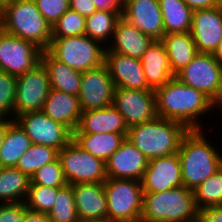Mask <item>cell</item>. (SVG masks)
Returning a JSON list of instances; mask_svg holds the SVG:
<instances>
[{
  "label": "cell",
  "mask_w": 222,
  "mask_h": 222,
  "mask_svg": "<svg viewBox=\"0 0 222 222\" xmlns=\"http://www.w3.org/2000/svg\"><path fill=\"white\" fill-rule=\"evenodd\" d=\"M34 2L51 27L70 8L69 0H34Z\"/></svg>",
  "instance_id": "cell-39"
},
{
  "label": "cell",
  "mask_w": 222,
  "mask_h": 222,
  "mask_svg": "<svg viewBox=\"0 0 222 222\" xmlns=\"http://www.w3.org/2000/svg\"><path fill=\"white\" fill-rule=\"evenodd\" d=\"M153 39L141 32L123 17L117 22L111 42L105 52H115L132 58L141 59Z\"/></svg>",
  "instance_id": "cell-21"
},
{
  "label": "cell",
  "mask_w": 222,
  "mask_h": 222,
  "mask_svg": "<svg viewBox=\"0 0 222 222\" xmlns=\"http://www.w3.org/2000/svg\"><path fill=\"white\" fill-rule=\"evenodd\" d=\"M69 7L84 18H88L97 11L92 0H69Z\"/></svg>",
  "instance_id": "cell-41"
},
{
  "label": "cell",
  "mask_w": 222,
  "mask_h": 222,
  "mask_svg": "<svg viewBox=\"0 0 222 222\" xmlns=\"http://www.w3.org/2000/svg\"><path fill=\"white\" fill-rule=\"evenodd\" d=\"M58 152L53 147L32 143L30 148L19 158L16 168L31 177L39 168L56 160Z\"/></svg>",
  "instance_id": "cell-32"
},
{
  "label": "cell",
  "mask_w": 222,
  "mask_h": 222,
  "mask_svg": "<svg viewBox=\"0 0 222 222\" xmlns=\"http://www.w3.org/2000/svg\"><path fill=\"white\" fill-rule=\"evenodd\" d=\"M192 11L210 9L216 6V0H182Z\"/></svg>",
  "instance_id": "cell-44"
},
{
  "label": "cell",
  "mask_w": 222,
  "mask_h": 222,
  "mask_svg": "<svg viewBox=\"0 0 222 222\" xmlns=\"http://www.w3.org/2000/svg\"><path fill=\"white\" fill-rule=\"evenodd\" d=\"M165 34L190 32L193 11L182 0H159Z\"/></svg>",
  "instance_id": "cell-30"
},
{
  "label": "cell",
  "mask_w": 222,
  "mask_h": 222,
  "mask_svg": "<svg viewBox=\"0 0 222 222\" xmlns=\"http://www.w3.org/2000/svg\"><path fill=\"white\" fill-rule=\"evenodd\" d=\"M114 84L105 64L82 72L78 95L81 111L106 108L113 105Z\"/></svg>",
  "instance_id": "cell-14"
},
{
  "label": "cell",
  "mask_w": 222,
  "mask_h": 222,
  "mask_svg": "<svg viewBox=\"0 0 222 222\" xmlns=\"http://www.w3.org/2000/svg\"><path fill=\"white\" fill-rule=\"evenodd\" d=\"M86 35L52 38L47 51L70 68L85 72L104 64L105 46Z\"/></svg>",
  "instance_id": "cell-6"
},
{
  "label": "cell",
  "mask_w": 222,
  "mask_h": 222,
  "mask_svg": "<svg viewBox=\"0 0 222 222\" xmlns=\"http://www.w3.org/2000/svg\"><path fill=\"white\" fill-rule=\"evenodd\" d=\"M86 18L68 9L52 26V38L85 35Z\"/></svg>",
  "instance_id": "cell-36"
},
{
  "label": "cell",
  "mask_w": 222,
  "mask_h": 222,
  "mask_svg": "<svg viewBox=\"0 0 222 222\" xmlns=\"http://www.w3.org/2000/svg\"><path fill=\"white\" fill-rule=\"evenodd\" d=\"M41 53L33 42L0 28V71L18 77L40 63Z\"/></svg>",
  "instance_id": "cell-11"
},
{
  "label": "cell",
  "mask_w": 222,
  "mask_h": 222,
  "mask_svg": "<svg viewBox=\"0 0 222 222\" xmlns=\"http://www.w3.org/2000/svg\"><path fill=\"white\" fill-rule=\"evenodd\" d=\"M155 95L157 116L180 122L189 130H204L201 117L217 108L203 92L189 87L175 76L156 88Z\"/></svg>",
  "instance_id": "cell-1"
},
{
  "label": "cell",
  "mask_w": 222,
  "mask_h": 222,
  "mask_svg": "<svg viewBox=\"0 0 222 222\" xmlns=\"http://www.w3.org/2000/svg\"><path fill=\"white\" fill-rule=\"evenodd\" d=\"M127 133L73 134V141L94 157L106 162L121 146Z\"/></svg>",
  "instance_id": "cell-27"
},
{
  "label": "cell",
  "mask_w": 222,
  "mask_h": 222,
  "mask_svg": "<svg viewBox=\"0 0 222 222\" xmlns=\"http://www.w3.org/2000/svg\"><path fill=\"white\" fill-rule=\"evenodd\" d=\"M122 17L153 40L165 35L159 0H128Z\"/></svg>",
  "instance_id": "cell-16"
},
{
  "label": "cell",
  "mask_w": 222,
  "mask_h": 222,
  "mask_svg": "<svg viewBox=\"0 0 222 222\" xmlns=\"http://www.w3.org/2000/svg\"><path fill=\"white\" fill-rule=\"evenodd\" d=\"M118 12H108L97 10L86 18L85 35L91 39L108 45V40H112L117 22L121 19ZM107 43V44H106Z\"/></svg>",
  "instance_id": "cell-31"
},
{
  "label": "cell",
  "mask_w": 222,
  "mask_h": 222,
  "mask_svg": "<svg viewBox=\"0 0 222 222\" xmlns=\"http://www.w3.org/2000/svg\"><path fill=\"white\" fill-rule=\"evenodd\" d=\"M213 56L222 64V40L219 42Z\"/></svg>",
  "instance_id": "cell-47"
},
{
  "label": "cell",
  "mask_w": 222,
  "mask_h": 222,
  "mask_svg": "<svg viewBox=\"0 0 222 222\" xmlns=\"http://www.w3.org/2000/svg\"><path fill=\"white\" fill-rule=\"evenodd\" d=\"M107 219L111 222H140L143 211L142 183L134 179L107 178L104 182Z\"/></svg>",
  "instance_id": "cell-7"
},
{
  "label": "cell",
  "mask_w": 222,
  "mask_h": 222,
  "mask_svg": "<svg viewBox=\"0 0 222 222\" xmlns=\"http://www.w3.org/2000/svg\"><path fill=\"white\" fill-rule=\"evenodd\" d=\"M217 8H219L222 11V0H216V6Z\"/></svg>",
  "instance_id": "cell-50"
},
{
  "label": "cell",
  "mask_w": 222,
  "mask_h": 222,
  "mask_svg": "<svg viewBox=\"0 0 222 222\" xmlns=\"http://www.w3.org/2000/svg\"><path fill=\"white\" fill-rule=\"evenodd\" d=\"M58 158L69 185L103 183L107 179L105 162L82 149L73 140L58 152Z\"/></svg>",
  "instance_id": "cell-9"
},
{
  "label": "cell",
  "mask_w": 222,
  "mask_h": 222,
  "mask_svg": "<svg viewBox=\"0 0 222 222\" xmlns=\"http://www.w3.org/2000/svg\"><path fill=\"white\" fill-rule=\"evenodd\" d=\"M16 84V76L0 71V118L13 119Z\"/></svg>",
  "instance_id": "cell-38"
},
{
  "label": "cell",
  "mask_w": 222,
  "mask_h": 222,
  "mask_svg": "<svg viewBox=\"0 0 222 222\" xmlns=\"http://www.w3.org/2000/svg\"><path fill=\"white\" fill-rule=\"evenodd\" d=\"M42 112L52 120L65 125L72 132L76 130L82 114L77 96L54 89H50Z\"/></svg>",
  "instance_id": "cell-23"
},
{
  "label": "cell",
  "mask_w": 222,
  "mask_h": 222,
  "mask_svg": "<svg viewBox=\"0 0 222 222\" xmlns=\"http://www.w3.org/2000/svg\"><path fill=\"white\" fill-rule=\"evenodd\" d=\"M197 209L222 206V167L193 190Z\"/></svg>",
  "instance_id": "cell-33"
},
{
  "label": "cell",
  "mask_w": 222,
  "mask_h": 222,
  "mask_svg": "<svg viewBox=\"0 0 222 222\" xmlns=\"http://www.w3.org/2000/svg\"><path fill=\"white\" fill-rule=\"evenodd\" d=\"M30 179V184L35 185L48 187H64L67 185L59 158L39 168Z\"/></svg>",
  "instance_id": "cell-37"
},
{
  "label": "cell",
  "mask_w": 222,
  "mask_h": 222,
  "mask_svg": "<svg viewBox=\"0 0 222 222\" xmlns=\"http://www.w3.org/2000/svg\"><path fill=\"white\" fill-rule=\"evenodd\" d=\"M13 119L0 118V148L4 142L8 126L13 122Z\"/></svg>",
  "instance_id": "cell-46"
},
{
  "label": "cell",
  "mask_w": 222,
  "mask_h": 222,
  "mask_svg": "<svg viewBox=\"0 0 222 222\" xmlns=\"http://www.w3.org/2000/svg\"><path fill=\"white\" fill-rule=\"evenodd\" d=\"M123 116L112 105L106 108L83 111L73 134L128 133Z\"/></svg>",
  "instance_id": "cell-22"
},
{
  "label": "cell",
  "mask_w": 222,
  "mask_h": 222,
  "mask_svg": "<svg viewBox=\"0 0 222 222\" xmlns=\"http://www.w3.org/2000/svg\"><path fill=\"white\" fill-rule=\"evenodd\" d=\"M218 108L222 111V101L217 105L216 110L218 111Z\"/></svg>",
  "instance_id": "cell-51"
},
{
  "label": "cell",
  "mask_w": 222,
  "mask_h": 222,
  "mask_svg": "<svg viewBox=\"0 0 222 222\" xmlns=\"http://www.w3.org/2000/svg\"><path fill=\"white\" fill-rule=\"evenodd\" d=\"M31 179L16 167H0V204L24 202Z\"/></svg>",
  "instance_id": "cell-28"
},
{
  "label": "cell",
  "mask_w": 222,
  "mask_h": 222,
  "mask_svg": "<svg viewBox=\"0 0 222 222\" xmlns=\"http://www.w3.org/2000/svg\"><path fill=\"white\" fill-rule=\"evenodd\" d=\"M25 213L24 202L0 204V222H23Z\"/></svg>",
  "instance_id": "cell-40"
},
{
  "label": "cell",
  "mask_w": 222,
  "mask_h": 222,
  "mask_svg": "<svg viewBox=\"0 0 222 222\" xmlns=\"http://www.w3.org/2000/svg\"><path fill=\"white\" fill-rule=\"evenodd\" d=\"M0 28L47 50L52 27L39 12L34 0H12L0 9Z\"/></svg>",
  "instance_id": "cell-4"
},
{
  "label": "cell",
  "mask_w": 222,
  "mask_h": 222,
  "mask_svg": "<svg viewBox=\"0 0 222 222\" xmlns=\"http://www.w3.org/2000/svg\"><path fill=\"white\" fill-rule=\"evenodd\" d=\"M40 62L48 73L51 89L78 97L82 72L58 61L47 50H42Z\"/></svg>",
  "instance_id": "cell-25"
},
{
  "label": "cell",
  "mask_w": 222,
  "mask_h": 222,
  "mask_svg": "<svg viewBox=\"0 0 222 222\" xmlns=\"http://www.w3.org/2000/svg\"><path fill=\"white\" fill-rule=\"evenodd\" d=\"M12 0H0V9L7 3L11 2Z\"/></svg>",
  "instance_id": "cell-49"
},
{
  "label": "cell",
  "mask_w": 222,
  "mask_h": 222,
  "mask_svg": "<svg viewBox=\"0 0 222 222\" xmlns=\"http://www.w3.org/2000/svg\"><path fill=\"white\" fill-rule=\"evenodd\" d=\"M141 183L143 193H158L183 186L178 153L148 160Z\"/></svg>",
  "instance_id": "cell-15"
},
{
  "label": "cell",
  "mask_w": 222,
  "mask_h": 222,
  "mask_svg": "<svg viewBox=\"0 0 222 222\" xmlns=\"http://www.w3.org/2000/svg\"><path fill=\"white\" fill-rule=\"evenodd\" d=\"M204 134L203 130H189L177 152L183 186L190 190H194L222 167V154Z\"/></svg>",
  "instance_id": "cell-2"
},
{
  "label": "cell",
  "mask_w": 222,
  "mask_h": 222,
  "mask_svg": "<svg viewBox=\"0 0 222 222\" xmlns=\"http://www.w3.org/2000/svg\"><path fill=\"white\" fill-rule=\"evenodd\" d=\"M72 190L79 221L107 219L104 183H79Z\"/></svg>",
  "instance_id": "cell-20"
},
{
  "label": "cell",
  "mask_w": 222,
  "mask_h": 222,
  "mask_svg": "<svg viewBox=\"0 0 222 222\" xmlns=\"http://www.w3.org/2000/svg\"><path fill=\"white\" fill-rule=\"evenodd\" d=\"M190 34L199 53L213 54L222 40V11L217 7L193 11Z\"/></svg>",
  "instance_id": "cell-19"
},
{
  "label": "cell",
  "mask_w": 222,
  "mask_h": 222,
  "mask_svg": "<svg viewBox=\"0 0 222 222\" xmlns=\"http://www.w3.org/2000/svg\"><path fill=\"white\" fill-rule=\"evenodd\" d=\"M193 190L180 186L158 193H143L140 222H199Z\"/></svg>",
  "instance_id": "cell-5"
},
{
  "label": "cell",
  "mask_w": 222,
  "mask_h": 222,
  "mask_svg": "<svg viewBox=\"0 0 222 222\" xmlns=\"http://www.w3.org/2000/svg\"><path fill=\"white\" fill-rule=\"evenodd\" d=\"M61 187H48L30 184L24 201L28 210L48 214L53 208L56 196Z\"/></svg>",
  "instance_id": "cell-35"
},
{
  "label": "cell",
  "mask_w": 222,
  "mask_h": 222,
  "mask_svg": "<svg viewBox=\"0 0 222 222\" xmlns=\"http://www.w3.org/2000/svg\"><path fill=\"white\" fill-rule=\"evenodd\" d=\"M97 10L118 12L123 15V6L117 0H92Z\"/></svg>",
  "instance_id": "cell-43"
},
{
  "label": "cell",
  "mask_w": 222,
  "mask_h": 222,
  "mask_svg": "<svg viewBox=\"0 0 222 222\" xmlns=\"http://www.w3.org/2000/svg\"><path fill=\"white\" fill-rule=\"evenodd\" d=\"M175 77L203 92L216 105L222 101V64L213 54L198 53Z\"/></svg>",
  "instance_id": "cell-8"
},
{
  "label": "cell",
  "mask_w": 222,
  "mask_h": 222,
  "mask_svg": "<svg viewBox=\"0 0 222 222\" xmlns=\"http://www.w3.org/2000/svg\"><path fill=\"white\" fill-rule=\"evenodd\" d=\"M160 41L169 56L174 76L183 70L199 53L190 32L167 33Z\"/></svg>",
  "instance_id": "cell-26"
},
{
  "label": "cell",
  "mask_w": 222,
  "mask_h": 222,
  "mask_svg": "<svg viewBox=\"0 0 222 222\" xmlns=\"http://www.w3.org/2000/svg\"><path fill=\"white\" fill-rule=\"evenodd\" d=\"M23 222H51V220L48 214L34 212L26 208V213L24 214Z\"/></svg>",
  "instance_id": "cell-45"
},
{
  "label": "cell",
  "mask_w": 222,
  "mask_h": 222,
  "mask_svg": "<svg viewBox=\"0 0 222 222\" xmlns=\"http://www.w3.org/2000/svg\"><path fill=\"white\" fill-rule=\"evenodd\" d=\"M48 216L51 222H79L72 185L67 184L59 189Z\"/></svg>",
  "instance_id": "cell-34"
},
{
  "label": "cell",
  "mask_w": 222,
  "mask_h": 222,
  "mask_svg": "<svg viewBox=\"0 0 222 222\" xmlns=\"http://www.w3.org/2000/svg\"><path fill=\"white\" fill-rule=\"evenodd\" d=\"M113 106L123 116L128 128L150 121L157 116L154 89L115 88Z\"/></svg>",
  "instance_id": "cell-13"
},
{
  "label": "cell",
  "mask_w": 222,
  "mask_h": 222,
  "mask_svg": "<svg viewBox=\"0 0 222 222\" xmlns=\"http://www.w3.org/2000/svg\"><path fill=\"white\" fill-rule=\"evenodd\" d=\"M50 89L48 73L41 62L33 69L18 76L13 120L24 113L42 111Z\"/></svg>",
  "instance_id": "cell-10"
},
{
  "label": "cell",
  "mask_w": 222,
  "mask_h": 222,
  "mask_svg": "<svg viewBox=\"0 0 222 222\" xmlns=\"http://www.w3.org/2000/svg\"><path fill=\"white\" fill-rule=\"evenodd\" d=\"M104 64L115 88L153 90L146 81L141 59L105 52Z\"/></svg>",
  "instance_id": "cell-18"
},
{
  "label": "cell",
  "mask_w": 222,
  "mask_h": 222,
  "mask_svg": "<svg viewBox=\"0 0 222 222\" xmlns=\"http://www.w3.org/2000/svg\"><path fill=\"white\" fill-rule=\"evenodd\" d=\"M31 144L30 138L14 120L8 126L0 148V167H16L19 158L30 148Z\"/></svg>",
  "instance_id": "cell-29"
},
{
  "label": "cell",
  "mask_w": 222,
  "mask_h": 222,
  "mask_svg": "<svg viewBox=\"0 0 222 222\" xmlns=\"http://www.w3.org/2000/svg\"><path fill=\"white\" fill-rule=\"evenodd\" d=\"M120 2V4L123 6L128 0H117Z\"/></svg>",
  "instance_id": "cell-52"
},
{
  "label": "cell",
  "mask_w": 222,
  "mask_h": 222,
  "mask_svg": "<svg viewBox=\"0 0 222 222\" xmlns=\"http://www.w3.org/2000/svg\"><path fill=\"white\" fill-rule=\"evenodd\" d=\"M79 222H111L108 219H104V220H88V221H79Z\"/></svg>",
  "instance_id": "cell-48"
},
{
  "label": "cell",
  "mask_w": 222,
  "mask_h": 222,
  "mask_svg": "<svg viewBox=\"0 0 222 222\" xmlns=\"http://www.w3.org/2000/svg\"><path fill=\"white\" fill-rule=\"evenodd\" d=\"M146 81L152 89L169 82L172 74L169 56L160 40H154L141 58Z\"/></svg>",
  "instance_id": "cell-24"
},
{
  "label": "cell",
  "mask_w": 222,
  "mask_h": 222,
  "mask_svg": "<svg viewBox=\"0 0 222 222\" xmlns=\"http://www.w3.org/2000/svg\"><path fill=\"white\" fill-rule=\"evenodd\" d=\"M148 165L147 157L127 138L105 162L107 178L134 179L141 182Z\"/></svg>",
  "instance_id": "cell-17"
},
{
  "label": "cell",
  "mask_w": 222,
  "mask_h": 222,
  "mask_svg": "<svg viewBox=\"0 0 222 222\" xmlns=\"http://www.w3.org/2000/svg\"><path fill=\"white\" fill-rule=\"evenodd\" d=\"M14 120L34 144L50 146L60 151L73 140V132L68 127L52 120L42 111L24 113Z\"/></svg>",
  "instance_id": "cell-12"
},
{
  "label": "cell",
  "mask_w": 222,
  "mask_h": 222,
  "mask_svg": "<svg viewBox=\"0 0 222 222\" xmlns=\"http://www.w3.org/2000/svg\"><path fill=\"white\" fill-rule=\"evenodd\" d=\"M199 222H222V206H212L200 211Z\"/></svg>",
  "instance_id": "cell-42"
},
{
  "label": "cell",
  "mask_w": 222,
  "mask_h": 222,
  "mask_svg": "<svg viewBox=\"0 0 222 222\" xmlns=\"http://www.w3.org/2000/svg\"><path fill=\"white\" fill-rule=\"evenodd\" d=\"M188 131L180 122L156 116L130 127L126 138L151 160L177 153Z\"/></svg>",
  "instance_id": "cell-3"
}]
</instances>
